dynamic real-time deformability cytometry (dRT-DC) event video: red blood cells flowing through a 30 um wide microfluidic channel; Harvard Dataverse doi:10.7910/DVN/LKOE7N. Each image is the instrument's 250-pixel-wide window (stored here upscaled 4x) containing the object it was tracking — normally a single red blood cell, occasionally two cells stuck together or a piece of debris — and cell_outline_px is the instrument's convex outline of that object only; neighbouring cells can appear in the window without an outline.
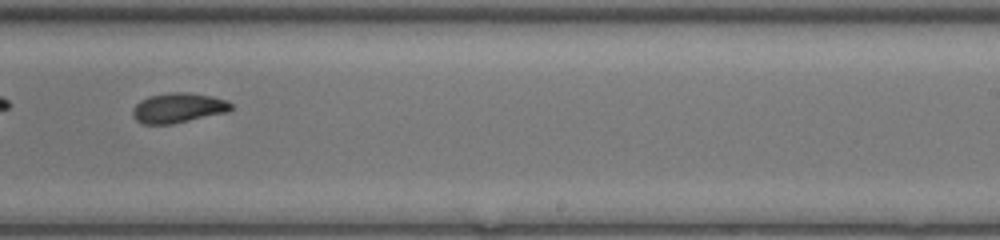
{"species": "common noctule bat (a hibernating species)", "species_latin": "Nyctalus noctula", "temperature_condition": "room temperature", "stored_images_in_passage": 25, "camera_frame_rate_fps": 3000, "um_per_image_px": 0.085, "animal": {"sex": "female", "body_mass_g": 17.0, "forearm_length_mm": 48.0}, "frame": {"image": 1, "passage_image": 15, "time_ms": 4.667, "image_size_px": [1000, 240], "cell_outline_px": [[232, 108], [228, 112], [172, 124], [140, 124], [132, 116], [132, 108], [140, 100], [148, 96], [168, 92], [188, 92], [212, 96], [224, 100], [232, 104]], "centroid_in_image_um": [15.1, 9.17], "position_along_channel_um": 273.9, "area_um2": 17.28}}
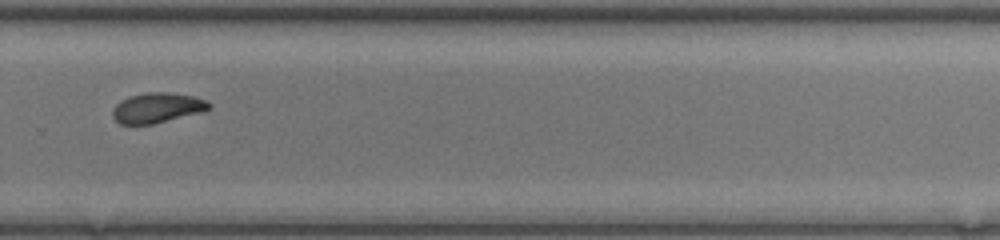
{"frame": {"image": 2, "passage_image": 18, "time_ms": 5.667, "image_size_px": [1000, 240], "cell_outline_px": [[212, 108], [200, 112], [152, 124], [120, 124], [112, 116], [112, 108], [120, 100], [128, 96], [148, 92], [168, 92], [192, 96], [204, 100], [212, 104]], "centroid_in_image_um": [13.32, 9.15], "position_along_channel_um": 316.5, "area_um2": 16.82}}